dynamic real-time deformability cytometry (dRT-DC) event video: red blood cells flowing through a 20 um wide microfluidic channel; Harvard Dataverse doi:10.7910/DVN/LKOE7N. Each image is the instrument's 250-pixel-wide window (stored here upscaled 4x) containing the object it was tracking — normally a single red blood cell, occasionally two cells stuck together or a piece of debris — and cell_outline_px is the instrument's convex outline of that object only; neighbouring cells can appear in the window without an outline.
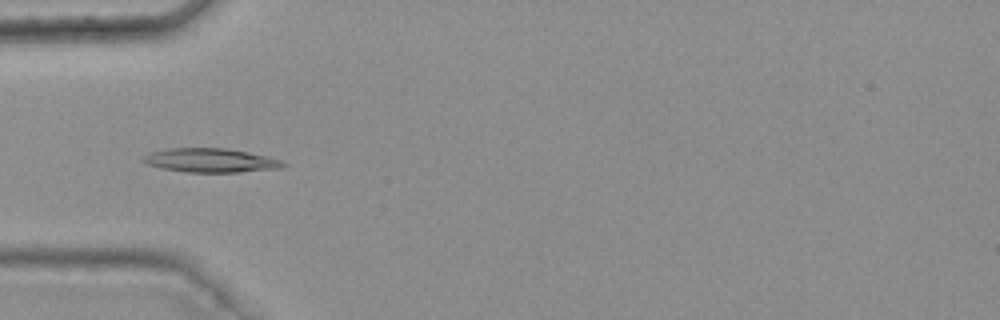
{"species": "common noctule bat (a hibernating species)", "species_latin": "Nyctalus noctula", "temperature_condition": "warm", "stored_images_in_passage": 47, "camera_frame_rate_fps": 3000, "um_per_image_px": 0.085, "animal": {"sex": "female", "body_mass_g": 25.1}, "frame": {"image": 1, "passage_image": 17, "time_ms": 5.333, "image_size_px": [1000, 320], "cell_outline_px": [[288, 164], [284, 168], [240, 172], [184, 172], [160, 168], [148, 164], [140, 160], [148, 152], [168, 148], [228, 148], [248, 152], [284, 160]], "centroid_in_image_um": [17.93, 13.63], "position_along_channel_um": 67.1, "area_um2": 19.88}}
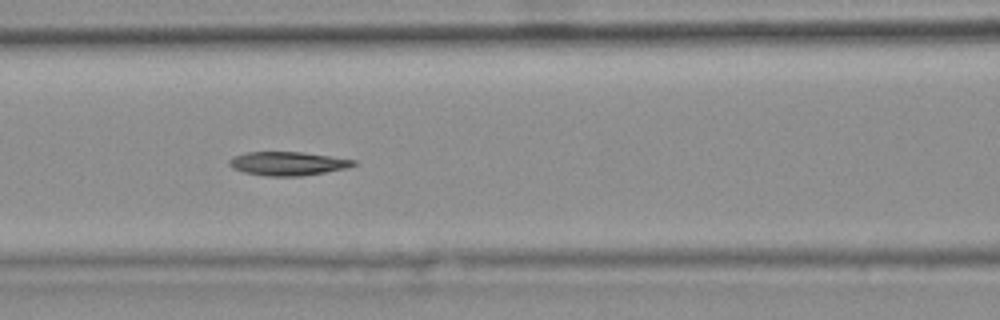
{"frame": {"image": 2, "passage_image": 23, "time_ms": 7.333, "image_size_px": [1000, 320], "cell_outline_px": [[356, 164], [348, 168], [300, 176], [268, 176], [244, 172], [232, 168], [228, 164], [228, 160], [232, 156], [244, 152], [304, 152], [356, 160]], "centroid_in_image_um": [24.43, 13.89], "position_along_channel_um": 142.2, "area_um2": 17.22}}
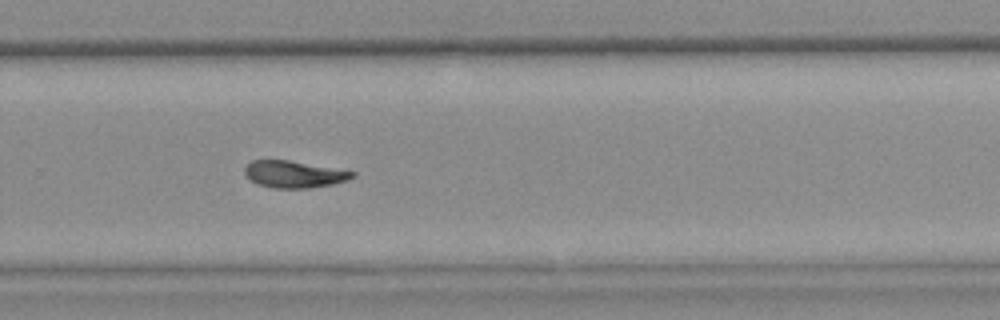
{"frame": {"image": 3, "passage_image": 36, "time_ms": 11.667, "image_size_px": [1000, 320], "cell_outline_px": [[356, 176], [348, 180], [332, 184], [308, 188], [272, 188], [256, 184], [244, 172], [244, 168], [252, 160], [288, 160], [356, 172]], "centroid_in_image_um": [25.0, 14.81], "position_along_channel_um": 304.8, "area_um2": 16.76}}